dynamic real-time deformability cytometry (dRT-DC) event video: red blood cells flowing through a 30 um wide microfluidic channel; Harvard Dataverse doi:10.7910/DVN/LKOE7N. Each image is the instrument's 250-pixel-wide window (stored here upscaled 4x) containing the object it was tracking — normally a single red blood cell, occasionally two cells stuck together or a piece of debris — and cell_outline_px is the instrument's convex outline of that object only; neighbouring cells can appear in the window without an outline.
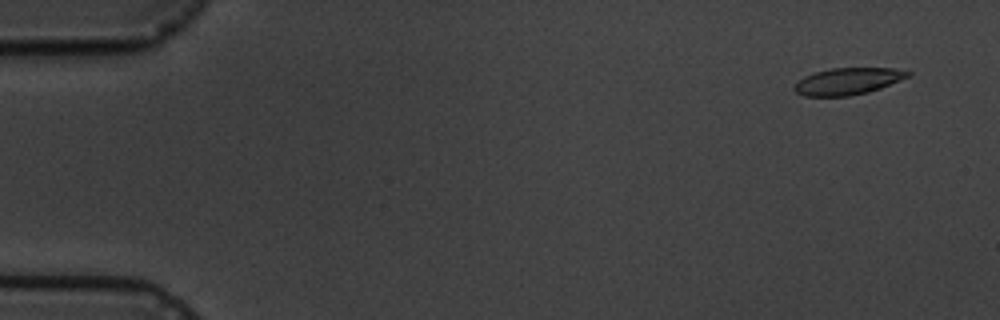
{"species": "common noctule bat (a hibernating species)", "species_latin": "Nyctalus noctula", "temperature_condition": "cold", "stored_images_in_passage": 5, "camera_frame_rate_fps": 3000, "um_per_image_px": 0.085, "animal": {"sex": "male", "body_mass_g": 19.5, "forearm_length_mm": 54.6}, "frame": {"image": 1, "passage_image": 2, "time_ms": 1.0, "image_size_px": [1000, 320], "cell_outline_px": [[912, 72], [908, 76], [880, 88], [868, 92], [848, 96], [804, 96], [796, 92], [792, 88], [804, 76], [816, 72], [832, 68], [892, 68]], "centroid_in_image_um": [72.03, 6.91], "position_along_channel_um": 13.0, "area_um2": 17.46}}